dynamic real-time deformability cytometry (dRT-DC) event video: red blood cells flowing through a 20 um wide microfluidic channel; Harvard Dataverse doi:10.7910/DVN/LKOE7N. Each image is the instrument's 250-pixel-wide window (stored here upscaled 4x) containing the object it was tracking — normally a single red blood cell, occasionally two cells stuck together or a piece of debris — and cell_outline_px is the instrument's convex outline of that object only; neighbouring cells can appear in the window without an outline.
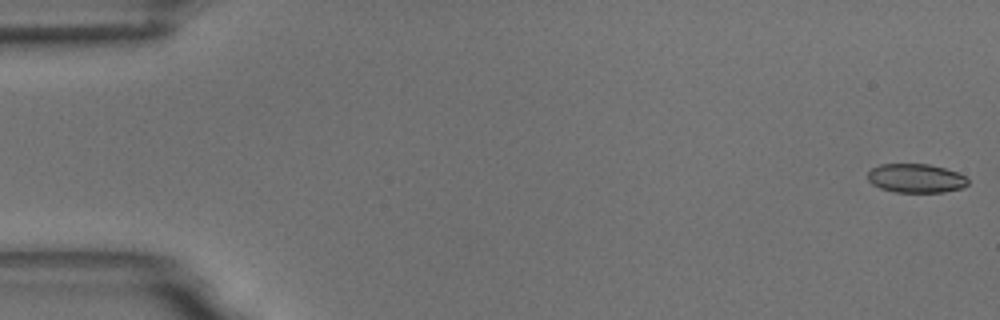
{"species": "common noctule bat (a hibernating species)", "species_latin": "Nyctalus noctula", "temperature_condition": "room temperature", "stored_images_in_passage": 56, "camera_frame_rate_fps": 3000, "um_per_image_px": 0.085, "animal": {"sex": "male", "body_mass_g": 18.8}, "frame": {"image": 1, "passage_image": 1, "time_ms": 0.0, "image_size_px": [1000, 320], "cell_outline_px": [[968, 184], [964, 188], [944, 192], [896, 192], [880, 188], [872, 184], [868, 180], [868, 172], [872, 168], [880, 164], [928, 164], [944, 168], [956, 172], [964, 176], [968, 180]], "centroid_in_image_um": [77.85, 15.16], "position_along_channel_um": 7.2, "area_um2": 16.88}}
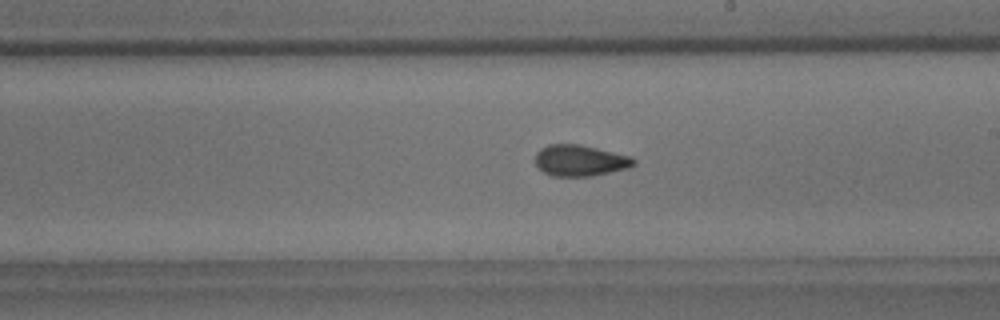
{"frame": {"image": 2, "passage_image": 32, "time_ms": 10.333, "image_size_px": [1000, 320], "cell_outline_px": [[636, 164], [628, 168], [592, 176], [552, 176], [544, 172], [536, 164], [536, 152], [540, 148], [548, 144], [580, 144], [632, 156], [636, 160]], "centroid_in_image_um": [49.33, 13.63], "position_along_channel_um": 239.7, "area_um2": 17.98}}
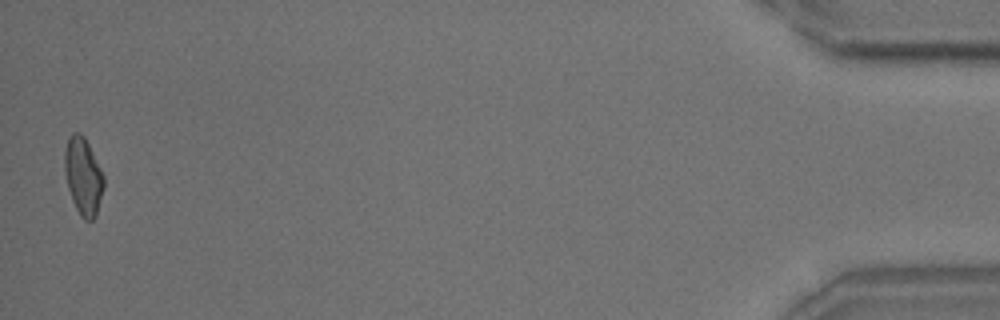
{"frame": {"image": 3, "passage_image": 55, "time_ms": 18.0, "image_size_px": [1000, 320], "cell_outline_px": [[104, 188], [96, 216], [92, 220], [84, 220], [80, 216], [72, 200], [68, 188], [64, 168], [64, 152], [68, 136], [72, 132], [80, 132], [84, 136], [104, 176]], "centroid_in_image_um": [7.06, 14.98], "position_along_channel_um": 428.1, "area_um2": 17.69}, "authors_computed_cell_mechanics": {"area_um2": 17.629, "velocity_mm_per_s": 3.6537, "shape_relaxation_time_tau1_ms": 10.3945, "shape_relaxation_time_tau2_ms": 1.7711, "deformation_change_tau1": 0.183, "deformation_change_tau2": 0.0742}}